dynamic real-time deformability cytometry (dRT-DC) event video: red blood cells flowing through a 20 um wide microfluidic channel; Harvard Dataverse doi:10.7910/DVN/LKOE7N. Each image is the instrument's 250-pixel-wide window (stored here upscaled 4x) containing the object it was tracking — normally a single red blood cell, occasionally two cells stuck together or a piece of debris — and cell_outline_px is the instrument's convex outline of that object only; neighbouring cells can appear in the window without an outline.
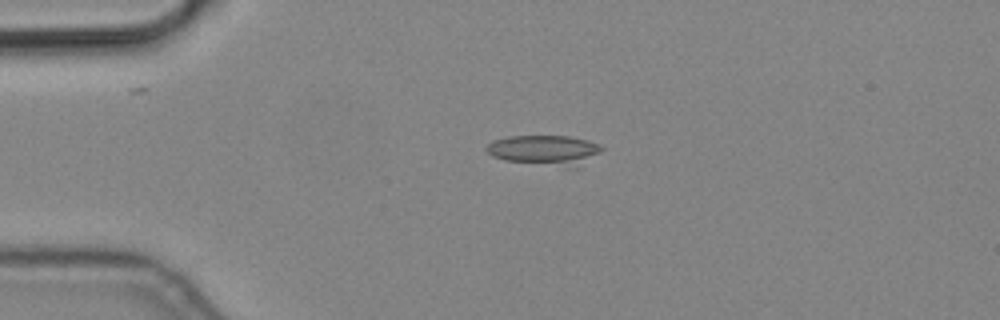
{"species": "common noctule bat (a hibernating species)", "species_latin": "Nyctalus noctula", "temperature_condition": "cold", "stored_images_in_passage": 5, "camera_frame_rate_fps": 3000, "um_per_image_px": 0.085, "animal": {"sex": "male", "body_mass_g": 19.2, "forearm_length_mm": 51.8}, "frame": {"image": 1, "passage_image": 4, "time_ms": 1.0, "image_size_px": [1000, 320], "cell_outline_px": [[604, 148], [600, 152], [576, 168], [564, 168], [504, 160], [492, 156], [484, 148], [488, 144], [496, 140], [508, 136], [568, 136], [588, 140], [600, 144]], "centroid_in_image_um": [46.32, 12.78], "position_along_channel_um": 38.7, "area_um2": 20.4}}